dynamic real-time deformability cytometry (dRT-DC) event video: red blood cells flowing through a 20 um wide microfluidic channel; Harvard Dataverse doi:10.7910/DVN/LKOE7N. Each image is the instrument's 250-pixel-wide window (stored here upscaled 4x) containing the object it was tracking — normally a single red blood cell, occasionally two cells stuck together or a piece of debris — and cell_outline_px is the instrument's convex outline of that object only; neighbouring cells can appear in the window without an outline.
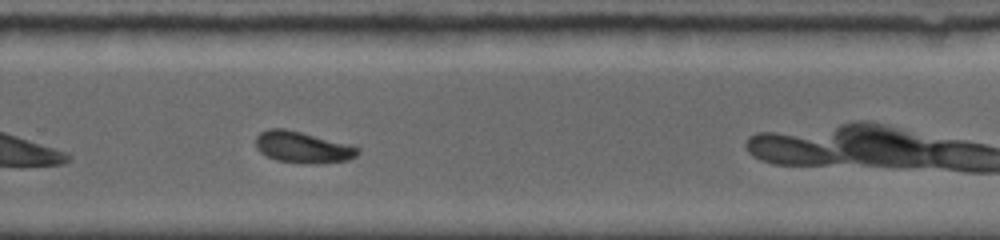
{"species": "common noctule bat (a hibernating species)", "species_latin": "Nyctalus noctula", "temperature_condition": "room temperature", "stored_images_in_passage": 10, "camera_frame_rate_fps": 5000, "um_per_image_px": 0.085, "animal": {"sex": "female", "body_mass_g": 19.0, "forearm_length_mm": 56.7}, "frame": {"image": 1, "passage_image": 9, "time_ms": 7.2, "image_size_px": [1000, 240], "cell_outline_px": [[360, 152], [356, 156], [348, 160], [312, 164], [308, 164], [276, 160], [260, 152], [256, 148], [256, 136], [260, 132], [268, 128], [284, 128], [352, 144], [360, 148]], "centroid_in_image_um": [25.75, 12.51], "position_along_channel_um": 304.1, "area_um2": 18.84}}